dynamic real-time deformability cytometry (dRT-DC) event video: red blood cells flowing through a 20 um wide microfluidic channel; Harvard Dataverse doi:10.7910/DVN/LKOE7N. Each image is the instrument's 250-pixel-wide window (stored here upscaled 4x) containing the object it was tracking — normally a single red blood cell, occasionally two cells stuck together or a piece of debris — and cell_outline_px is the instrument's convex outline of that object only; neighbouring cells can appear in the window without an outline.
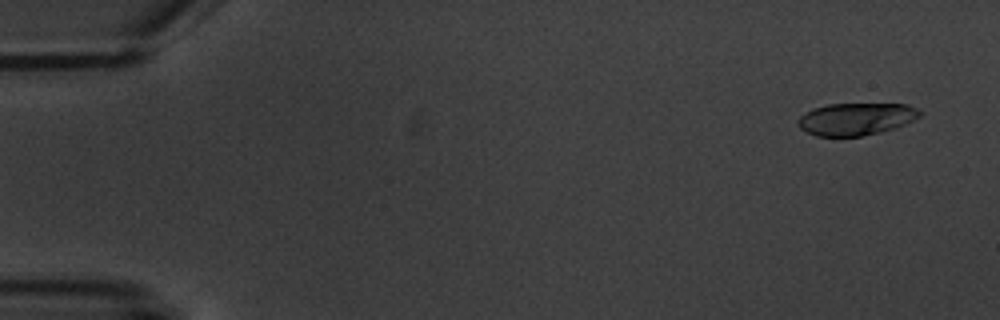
{"species": "common noctule bat (a hibernating species)", "species_latin": "Nyctalus noctula", "temperature_condition": "warm", "stored_images_in_passage": 4, "camera_frame_rate_fps": 3000, "um_per_image_px": 0.085, "animal": {"sex": "male", "body_mass_g": 20.1, "forearm_length_mm": 53.5}, "frame": {"image": 1, "passage_image": 1, "time_ms": 0.0, "image_size_px": [1000, 320], "cell_outline_px": [[920, 116], [896, 128], [880, 132], [860, 136], [816, 136], [800, 128], [796, 124], [796, 120], [804, 112], [812, 108], [828, 104], [908, 104], [916, 108], [920, 112]], "centroid_in_image_um": [72.71, 10.11], "position_along_channel_um": 12.3, "area_um2": 22.95}}